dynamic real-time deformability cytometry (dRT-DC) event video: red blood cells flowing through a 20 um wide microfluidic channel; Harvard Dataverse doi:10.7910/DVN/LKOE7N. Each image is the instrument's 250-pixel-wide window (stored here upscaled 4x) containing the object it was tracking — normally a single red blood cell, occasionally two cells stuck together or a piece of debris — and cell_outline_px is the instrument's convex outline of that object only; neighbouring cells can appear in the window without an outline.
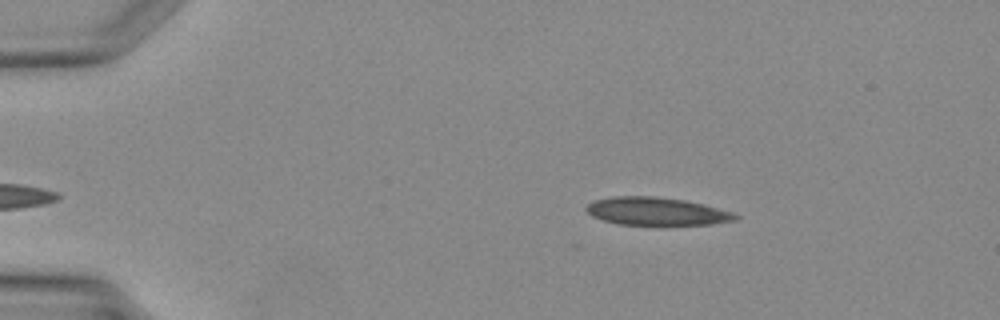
{"species": "Egyptian fruit bat (a non-hibernating species)", "species_latin": "Rousettus aegyptiacus", "temperature_condition": "warm", "stored_images_in_passage": 30, "camera_frame_rate_fps": 3000, "um_per_image_px": 0.085, "animal": {"sex": "female"}, "frame": {"image": 1, "passage_image": 2, "time_ms": 0.333, "image_size_px": [1000, 320], "cell_outline_px": [[740, 216], [736, 220], [712, 224], [620, 224], [604, 220], [592, 216], [584, 208], [588, 204], [596, 200], [612, 196], [656, 196], [684, 200], [704, 204], [732, 212]], "centroid_in_image_um": [55.81, 17.95], "position_along_channel_um": 29.2, "area_um2": 23.99}}
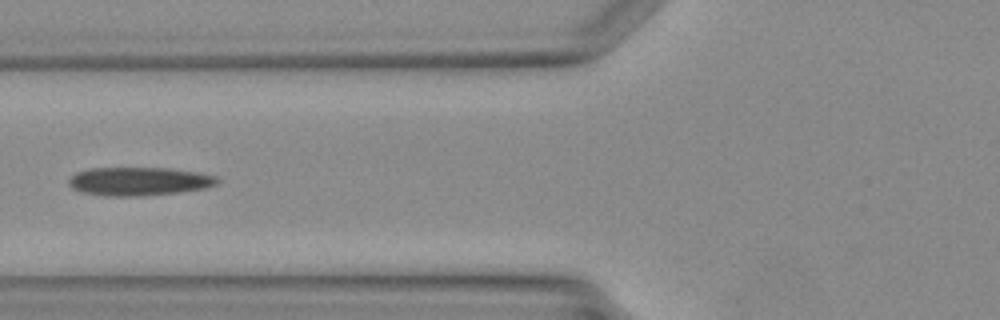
{"frame": {"image": 2, "passage_image": 11, "time_ms": 3.333, "image_size_px": [1000, 320], "cell_outline_px": [[220, 180], [216, 184], [204, 188], [176, 192], [140, 196], [104, 196], [80, 192], [72, 188], [68, 184], [68, 180], [76, 172], [92, 168], [172, 168], [200, 172], [220, 176]], "centroid_in_image_um": [11.83, 15.4], "position_along_channel_um": 114.0, "area_um2": 24.8}}
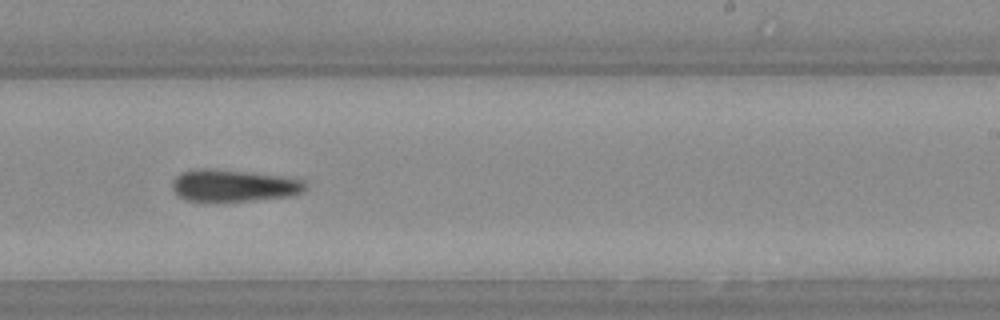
{"frame": {"image": 3, "passage_image": 20, "time_ms": 6.333, "image_size_px": [1000, 320], "cell_outline_px": [[304, 188], [300, 192], [292, 196], [252, 200], [208, 204], [184, 200], [176, 196], [172, 192], [172, 180], [176, 176], [184, 172], [196, 168], [212, 168], [248, 172], [280, 176], [304, 180]], "centroid_in_image_um": [19.72, 15.81], "position_along_channel_um": 269.3, "area_um2": 25.55}}